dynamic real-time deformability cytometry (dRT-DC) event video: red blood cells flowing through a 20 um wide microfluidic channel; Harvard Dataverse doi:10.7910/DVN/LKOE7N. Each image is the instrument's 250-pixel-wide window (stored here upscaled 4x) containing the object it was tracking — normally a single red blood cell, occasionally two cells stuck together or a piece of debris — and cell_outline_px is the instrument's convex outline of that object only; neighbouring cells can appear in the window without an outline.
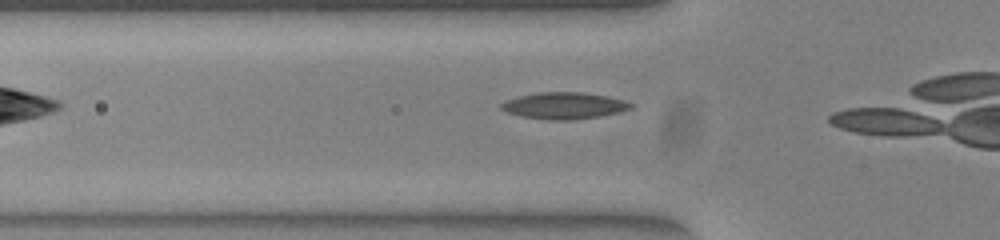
{"species": "common noctule bat (a hibernating species)", "species_latin": "Nyctalus noctula", "temperature_condition": "warm", "stored_images_in_passage": 12, "camera_frame_rate_fps": 3000, "um_per_image_px": 0.085, "animal": {"sex": "female", "body_mass_g": 23.0, "forearm_length_mm": 53.4}, "frame": {"image": 1, "passage_image": 10, "time_ms": 3.0, "image_size_px": [1000, 240], "cell_outline_px": [[632, 108], [620, 112], [600, 116], [572, 120], [548, 120], [520, 116], [508, 112], [500, 108], [500, 104], [504, 100], [536, 92], [584, 92], [624, 100], [632, 104]], "centroid_in_image_um": [47.92, 8.98], "position_along_channel_um": 77.9, "area_um2": 20.11}}